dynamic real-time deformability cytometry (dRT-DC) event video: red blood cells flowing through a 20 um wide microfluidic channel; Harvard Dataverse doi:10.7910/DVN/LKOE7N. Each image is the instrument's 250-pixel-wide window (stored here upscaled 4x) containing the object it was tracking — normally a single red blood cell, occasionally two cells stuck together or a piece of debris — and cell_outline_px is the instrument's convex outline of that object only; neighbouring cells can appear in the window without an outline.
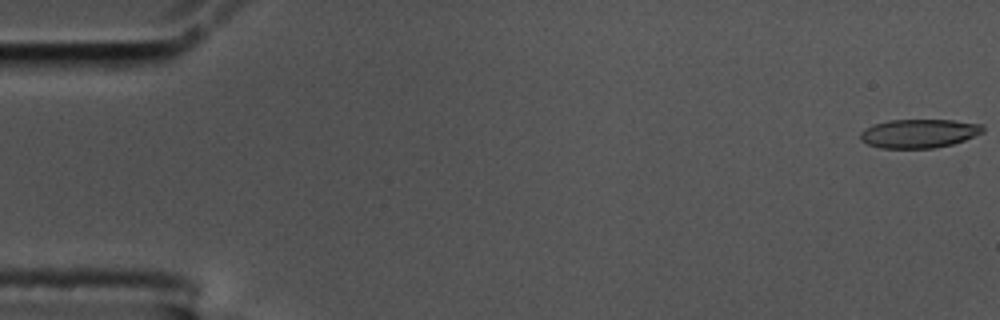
{"species": "common noctule bat (a hibernating species)", "species_latin": "Nyctalus noctula", "temperature_condition": "cold", "stored_images_in_passage": 57, "camera_frame_rate_fps": 3000, "um_per_image_px": 0.085, "animal": {"sex": "male", "body_mass_g": 17.5, "forearm_length_mm": 52.3}, "frame": {"image": 1, "passage_image": 1, "time_ms": 0.0, "image_size_px": [1000, 320], "cell_outline_px": [[984, 132], [964, 140], [952, 144], [932, 148], [880, 148], [868, 144], [860, 140], [860, 132], [864, 128], [872, 124], [888, 120], [952, 120], [984, 124]], "centroid_in_image_um": [78.1, 11.33], "position_along_channel_um": 6.9, "area_um2": 20.69}}
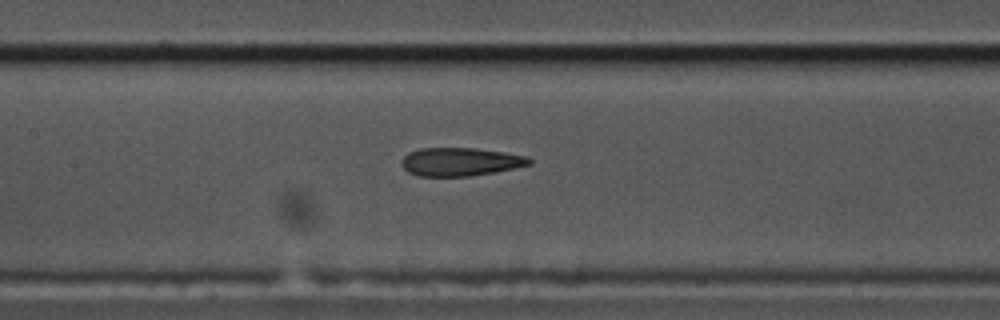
{"frame": {"image": 2, "passage_image": 27, "time_ms": 8.667, "image_size_px": [1000, 320], "cell_outline_px": [[532, 164], [496, 172], [472, 176], [416, 176], [408, 172], [400, 164], [400, 160], [408, 152], [420, 148], [476, 148], [504, 152], [528, 156], [532, 160]], "centroid_in_image_um": [39.12, 13.75], "position_along_channel_um": 168.3, "area_um2": 21.33}}
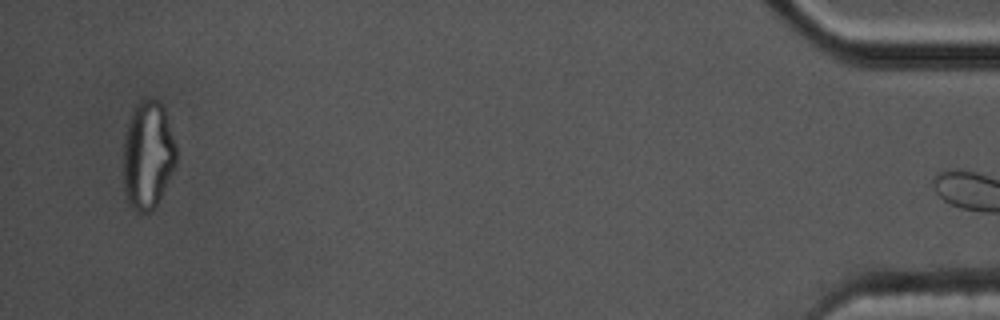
{"frame": {"image": 3, "passage_image": 56, "time_ms": 18.333, "image_size_px": [1000, 320], "cell_outline_px": [[176, 164], [156, 208], [152, 212], [144, 216], [136, 212], [128, 204], [124, 188], [124, 140], [128, 124], [132, 112], [136, 104], [140, 100], [152, 96], [160, 100], [164, 108], [176, 144]], "centroid_in_image_um": [12.58, 13.22], "position_along_channel_um": 422.6, "area_um2": 33.99}, "authors_computed_cell_mechanics": {"area_um2": 21.964, "velocity_mm_per_s": 3.4899, "shape_relaxation_time_tau1_ms": null, "shape_relaxation_time_tau2_ms": 2.8173, "deformation_change_tau1": null, "deformation_change_tau2": 0.1244}}